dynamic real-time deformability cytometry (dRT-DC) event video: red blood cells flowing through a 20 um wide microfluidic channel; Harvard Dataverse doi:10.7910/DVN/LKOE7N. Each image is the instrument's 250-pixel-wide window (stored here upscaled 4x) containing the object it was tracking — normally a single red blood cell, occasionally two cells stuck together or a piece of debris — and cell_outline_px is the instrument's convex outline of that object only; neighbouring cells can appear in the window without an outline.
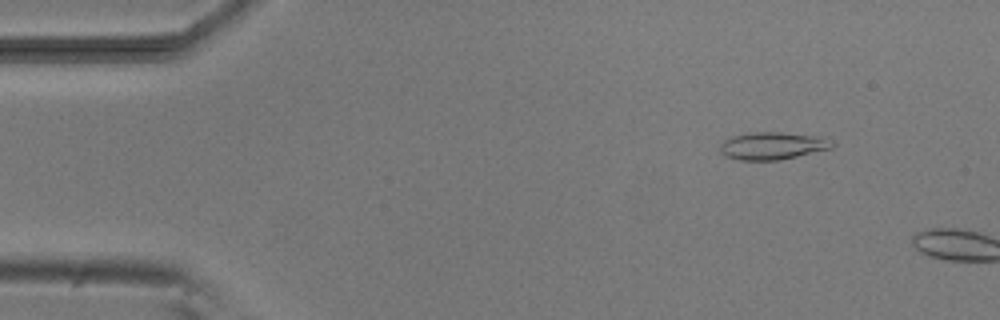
{"species": "common noctule bat (a hibernating species)", "species_latin": "Nyctalus noctula", "temperature_condition": "room temperature", "stored_images_in_passage": 3, "camera_frame_rate_fps": 3000, "um_per_image_px": 0.085, "animal": {"sex": "male", "body_mass_g": 20.5, "forearm_length_mm": 52.5}, "frame": {"image": 1, "passage_image": 2, "time_ms": 1.0, "image_size_px": [1000, 320], "cell_outline_px": [[836, 144], [832, 148], [796, 156], [776, 160], [740, 160], [724, 156], [720, 152], [720, 144], [724, 140], [732, 136], [756, 132], [780, 132], [820, 136]], "centroid_in_image_um": [65.64, 12.39], "position_along_channel_um": 19.4, "area_um2": 17.8}}